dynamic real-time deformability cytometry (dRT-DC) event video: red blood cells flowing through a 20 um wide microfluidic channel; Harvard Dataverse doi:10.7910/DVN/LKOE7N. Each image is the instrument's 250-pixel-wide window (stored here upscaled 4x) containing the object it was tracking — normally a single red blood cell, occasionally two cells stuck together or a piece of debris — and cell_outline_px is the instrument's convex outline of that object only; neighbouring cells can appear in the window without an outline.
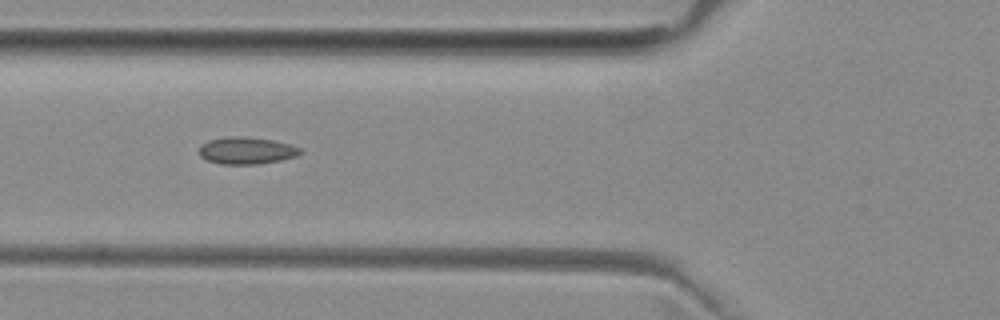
{"species": "common noctule bat (a hibernating species)", "species_latin": "Nyctalus noctula", "temperature_condition": "room temperature", "stored_images_in_passage": 7, "camera_frame_rate_fps": 3000, "um_per_image_px": 0.085, "animal": {"sex": "female", "body_mass_g": 29.2, "forearm_length_mm": 56.3}, "frame": {"image": 1, "passage_image": 5, "time_ms": 4.667, "image_size_px": [1000, 320], "cell_outline_px": [[304, 152], [296, 156], [280, 160], [260, 164], [220, 164], [208, 160], [200, 156], [200, 144], [208, 140], [228, 136], [244, 136], [272, 140], [288, 144], [300, 148]], "centroid_in_image_um": [20.94, 12.79], "position_along_channel_um": 104.9, "area_um2": 15.95}}
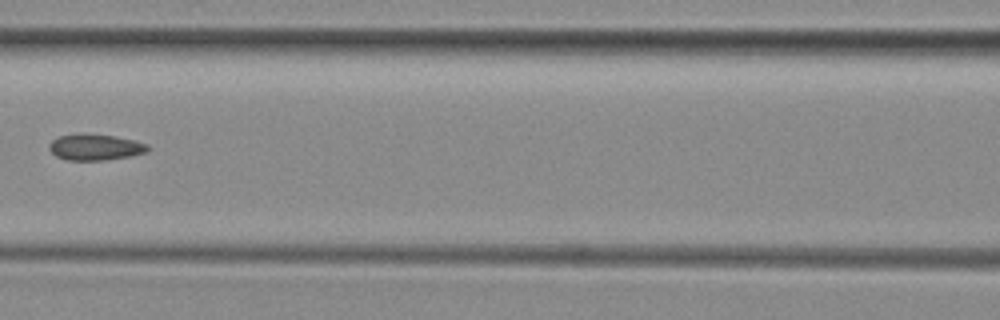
{"frame": {"image": 2, "passage_image": 6, "time_ms": 6.0, "image_size_px": [1000, 320], "cell_outline_px": [[152, 148], [148, 152], [132, 156], [104, 160], [68, 160], [56, 156], [48, 148], [48, 144], [52, 140], [60, 136], [80, 132], [84, 132], [116, 136], [136, 140], [148, 144]], "centroid_in_image_um": [8.14, 12.49], "position_along_channel_um": 158.5, "area_um2": 15.49}}
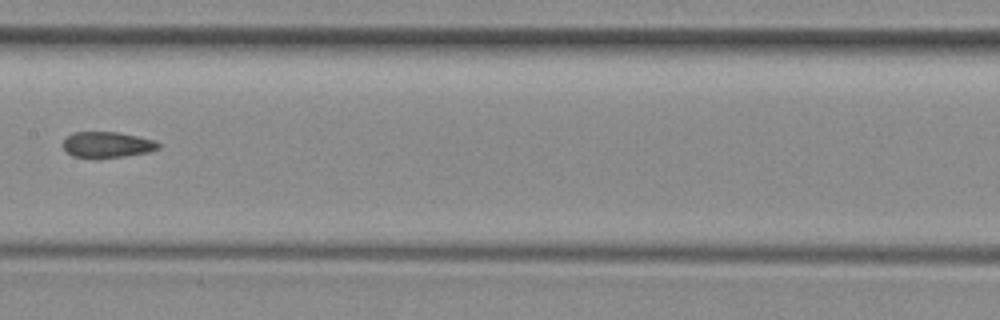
{"frame": {"image": 3, "passage_image": 7, "time_ms": 7.0, "image_size_px": [1000, 320], "cell_outline_px": [[160, 148], [148, 152], [124, 156], [96, 160], [72, 156], [64, 148], [64, 140], [72, 132], [120, 132], [152, 140], [160, 144]], "centroid_in_image_um": [9.08, 12.32], "position_along_channel_um": 198.3, "area_um2": 14.57}}